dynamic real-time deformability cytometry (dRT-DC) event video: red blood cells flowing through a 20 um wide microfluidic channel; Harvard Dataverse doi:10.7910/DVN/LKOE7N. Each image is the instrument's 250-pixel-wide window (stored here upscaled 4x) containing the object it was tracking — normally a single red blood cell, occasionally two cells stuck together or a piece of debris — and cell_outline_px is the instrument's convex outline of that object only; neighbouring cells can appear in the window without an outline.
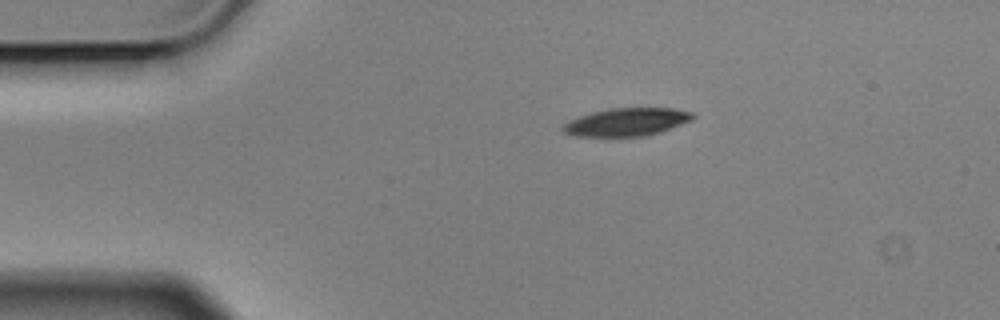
{"species": "Egyptian fruit bat (a non-hibernating species)", "species_latin": "Rousettus aegyptiacus", "temperature_condition": "cold", "stored_images_in_passage": 3, "camera_frame_rate_fps": 3000, "um_per_image_px": 0.085, "animal": {"sex": "male"}, "frame": {"image": 1, "passage_image": 1, "time_ms": 0.0, "image_size_px": [1000, 320], "cell_outline_px": [[696, 116], [692, 120], [660, 132], [644, 136], [576, 136], [564, 132], [560, 128], [568, 120], [592, 112], [608, 108], [672, 108], [692, 112]], "centroid_in_image_um": [53.26, 10.36], "position_along_channel_um": 31.7, "area_um2": 21.1}}